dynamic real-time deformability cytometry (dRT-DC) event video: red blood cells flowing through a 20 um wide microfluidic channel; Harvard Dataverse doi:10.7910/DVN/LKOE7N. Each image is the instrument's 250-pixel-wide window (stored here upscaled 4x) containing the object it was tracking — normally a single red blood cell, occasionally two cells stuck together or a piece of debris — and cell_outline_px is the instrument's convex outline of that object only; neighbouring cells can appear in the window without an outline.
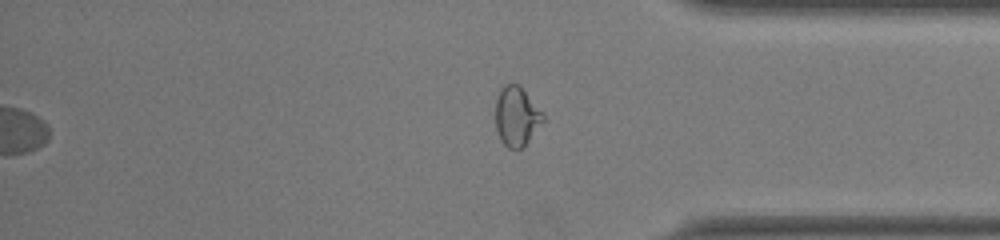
{"species": "common noctule bat (a hibernating species)", "species_latin": "Nyctalus noctula", "temperature_condition": "room temperature", "stored_images_in_passage": 46, "segment_of_instrument_passage": [2, 2], "camera_frame_rate_fps": 3000, "um_per_image_px": 0.085, "animal": {"sex": "female", "body_mass_g": 22.0, "forearm_length_mm": 56.7}, "frame": {"image": 1, "passage_image": 46, "time_ms": 15.0, "image_size_px": [1000, 240], "cell_outline_px": [[544, 120], [528, 140], [520, 148], [508, 148], [500, 140], [496, 132], [496, 100], [500, 88], [504, 84], [520, 84], [544, 112]], "centroid_in_image_um": [43.91, 9.84], "position_along_channel_um": 391.3, "area_um2": 16.53}}